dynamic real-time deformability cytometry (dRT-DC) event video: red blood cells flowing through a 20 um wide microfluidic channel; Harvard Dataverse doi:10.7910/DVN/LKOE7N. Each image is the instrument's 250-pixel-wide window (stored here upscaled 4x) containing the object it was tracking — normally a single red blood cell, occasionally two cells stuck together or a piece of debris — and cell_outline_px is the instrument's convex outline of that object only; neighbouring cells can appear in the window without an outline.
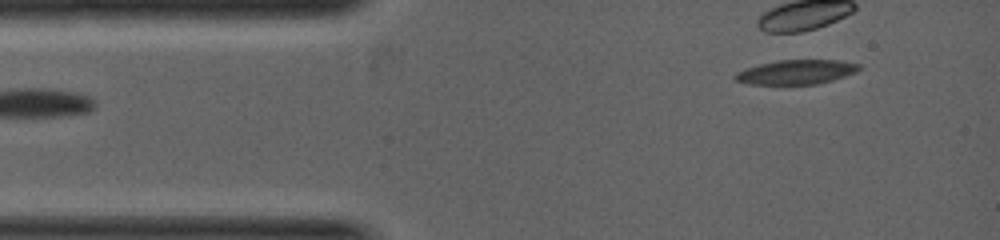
{"species": "common noctule bat (a hibernating species)", "species_latin": "Nyctalus noctula", "temperature_condition": "warm", "stored_images_in_passage": 7, "segment_of_instrument_passage": [2, 2], "camera_frame_rate_fps": 5000, "um_per_image_px": 0.085, "animal": {"sex": "female", "body_mass_g": 19.0, "forearm_length_mm": 53.3}, "frame": {"image": 1, "passage_image": 7, "time_ms": 2.2, "image_size_px": [1000, 240], "cell_outline_px": [[860, 68], [856, 72], [832, 80], [816, 84], [748, 84], [732, 80], [732, 76], [736, 72], [760, 64], [776, 60], [840, 60], [860, 64]], "centroid_in_image_um": [67.65, 6.12], "position_along_channel_um": 17.4, "area_um2": 17.63}}